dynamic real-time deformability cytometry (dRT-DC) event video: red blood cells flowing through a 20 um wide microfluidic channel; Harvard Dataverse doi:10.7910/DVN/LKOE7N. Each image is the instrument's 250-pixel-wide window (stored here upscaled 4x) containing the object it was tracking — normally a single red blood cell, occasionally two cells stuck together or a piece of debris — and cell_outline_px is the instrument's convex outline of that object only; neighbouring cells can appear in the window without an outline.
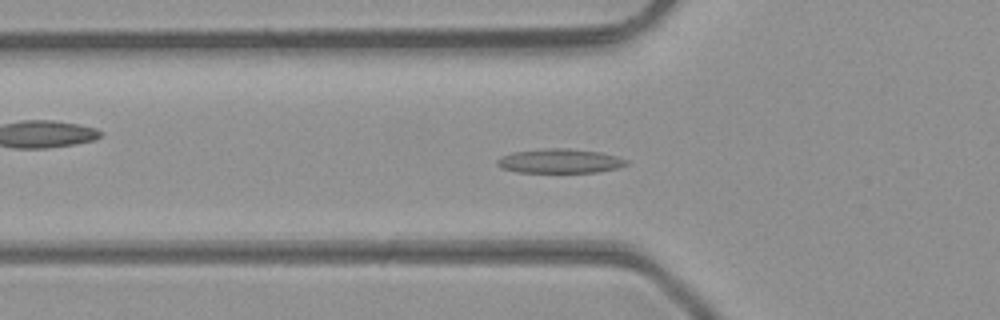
{"species": "common noctule bat (a hibernating species)", "species_latin": "Nyctalus noctula", "temperature_condition": "room temperature", "stored_images_in_passage": 48, "camera_frame_rate_fps": 3000, "um_per_image_px": 0.085, "animal": {"sex": "male", "body_mass_g": 23.1, "forearm_length_mm": 52.7}, "frame": {"image": 1, "passage_image": 16, "time_ms": 5.0, "image_size_px": [1000, 320], "cell_outline_px": [[628, 164], [620, 168], [600, 172], [516, 172], [500, 168], [496, 164], [496, 160], [500, 156], [512, 152], [548, 148], [568, 148], [600, 152], [616, 156], [628, 160]], "centroid_in_image_um": [47.58, 13.69], "position_along_channel_um": 78.2, "area_um2": 18.5}}
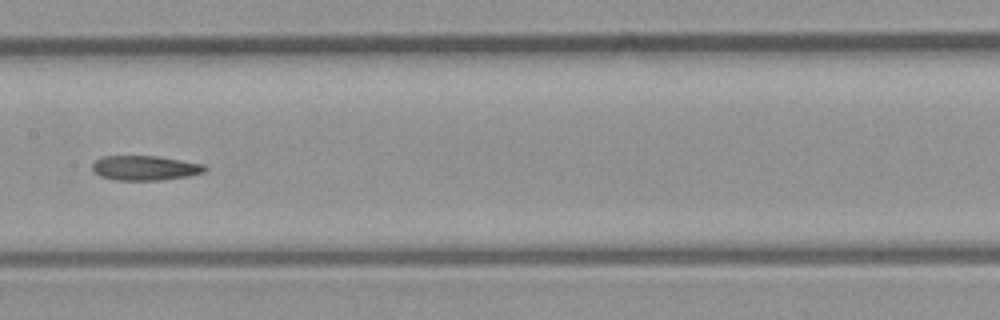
{"frame": {"image": 2, "passage_image": 24, "time_ms": 7.667, "image_size_px": [1000, 320], "cell_outline_px": [[208, 168], [204, 172], [188, 176], [160, 180], [116, 180], [100, 176], [92, 172], [92, 164], [100, 156], [156, 156], [204, 164]], "centroid_in_image_um": [12.29, 14.28], "position_along_channel_um": 195.1, "area_um2": 16.24}}
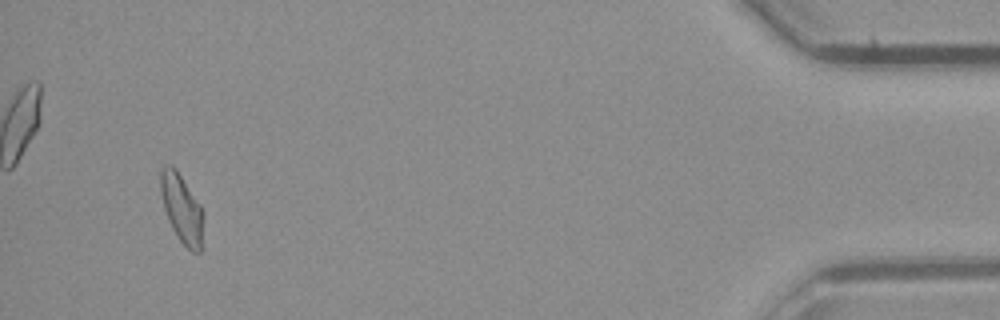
{"frame": {"image": 3, "passage_image": 45, "time_ms": 14.667, "image_size_px": [1000, 320], "cell_outline_px": [[200, 252], [192, 252], [180, 240], [172, 228], [168, 220], [164, 208], [160, 192], [160, 172], [168, 164], [172, 164], [176, 168], [200, 204]], "centroid_in_image_um": [15.38, 17.65], "position_along_channel_um": 419.8, "area_um2": 16.36}, "authors_computed_cell_mechanics": {"area_um2": 16.8776, "velocity_mm_per_s": 4.3335, "shape_relaxation_time_tau1_ms": 7.462, "shape_relaxation_time_tau2_ms": 5.6993, "deformation_change_tau1": 0.2151, "deformation_change_tau2": 0.1213}}